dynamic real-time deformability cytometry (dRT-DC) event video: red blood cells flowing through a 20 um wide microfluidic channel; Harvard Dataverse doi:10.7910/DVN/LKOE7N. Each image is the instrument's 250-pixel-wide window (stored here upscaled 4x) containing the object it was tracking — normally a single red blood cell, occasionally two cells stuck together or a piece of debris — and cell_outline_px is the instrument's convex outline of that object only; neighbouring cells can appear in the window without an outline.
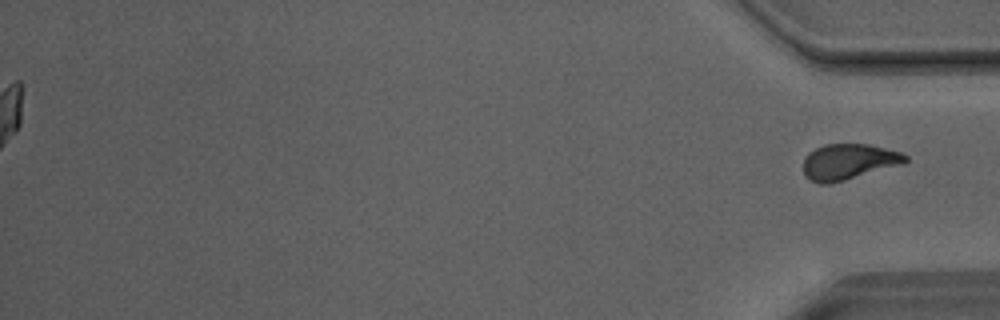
{"species": "Egyptian fruit bat (a non-hibernating species)", "species_latin": "Rousettus aegyptiacus", "temperature_condition": "room temperature", "stored_images_in_passage": 45, "segment_of_instrument_passage": [2, 2], "camera_frame_rate_fps": 3000, "um_per_image_px": 0.085, "animal": {"sex": "male"}, "frame": {"image": 1, "passage_image": 45, "time_ms": 14.667, "image_size_px": [1000, 320], "cell_outline_px": [[908, 160], [904, 164], [844, 180], [828, 184], [820, 184], [808, 180], [804, 176], [804, 156], [808, 152], [824, 144], [868, 144], [900, 152], [908, 156]], "centroid_in_image_um": [72.11, 13.75], "position_along_channel_um": 363.1, "area_um2": 21.39}}